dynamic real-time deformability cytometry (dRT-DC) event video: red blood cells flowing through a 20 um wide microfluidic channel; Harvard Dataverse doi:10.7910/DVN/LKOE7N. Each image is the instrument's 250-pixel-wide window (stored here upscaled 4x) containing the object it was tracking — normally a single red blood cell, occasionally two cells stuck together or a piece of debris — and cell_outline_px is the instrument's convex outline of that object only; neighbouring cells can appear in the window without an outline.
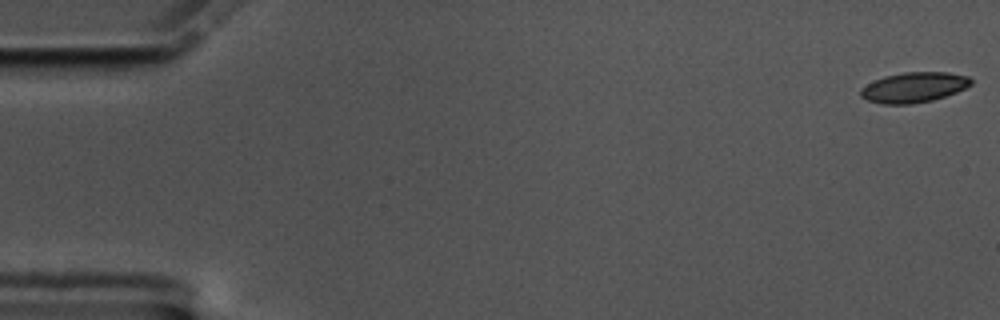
{"species": "common noctule bat (a hibernating species)", "species_latin": "Nyctalus noctula", "temperature_condition": "cold", "stored_images_in_passage": 59, "camera_frame_rate_fps": 3000, "um_per_image_px": 0.085, "animal": {"sex": "male", "body_mass_g": 17.5, "forearm_length_mm": 52.3}, "frame": {"image": 1, "passage_image": 1, "time_ms": 0.0, "image_size_px": [1000, 320], "cell_outline_px": [[972, 84], [956, 92], [932, 100], [912, 104], [880, 104], [868, 100], [860, 96], [860, 88], [884, 76], [904, 72], [948, 72], [968, 76], [972, 80]], "centroid_in_image_um": [77.67, 7.42], "position_along_channel_um": 7.3, "area_um2": 19.36}}
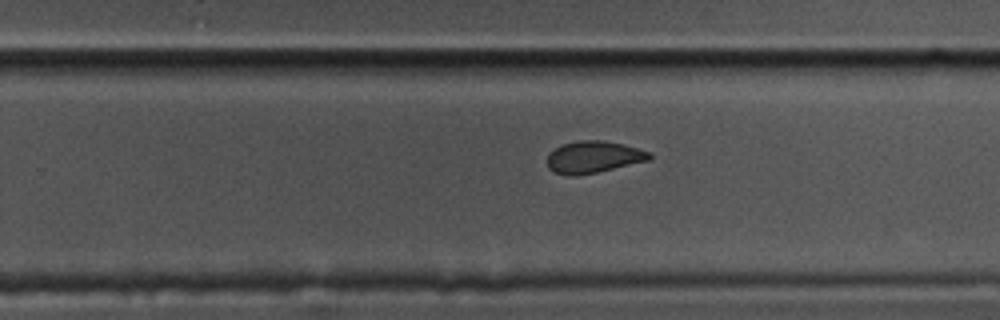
{"frame": {"image": 2, "passage_image": 37, "time_ms": 12.0, "image_size_px": [1000, 320], "cell_outline_px": [[652, 156], [648, 160], [596, 172], [576, 176], [568, 176], [552, 172], [548, 168], [548, 152], [560, 144], [580, 140], [604, 140], [624, 144], [652, 152]], "centroid_in_image_um": [50.4, 13.34], "position_along_channel_um": 279.4, "area_um2": 19.19}}
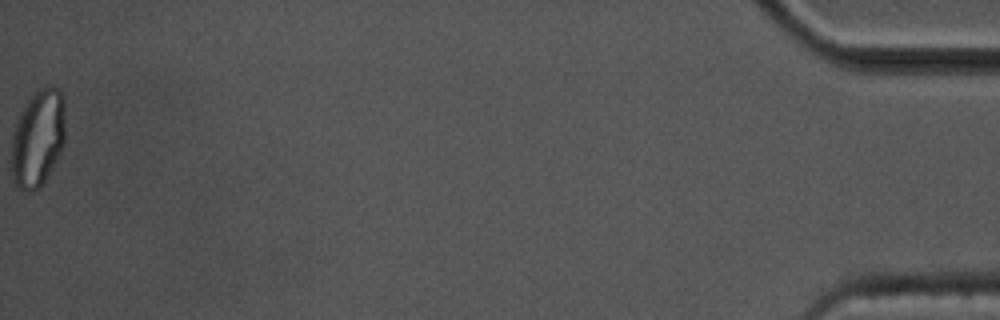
{"frame": {"image": 3, "passage_image": 59, "time_ms": 19.333, "image_size_px": [1000, 320], "cell_outline_px": [[64, 144], [44, 184], [40, 188], [32, 192], [24, 192], [16, 184], [12, 176], [12, 132], [16, 120], [24, 104], [36, 88], [48, 84], [60, 88], [64, 100]], "centroid_in_image_um": [3.22, 11.7], "position_along_channel_um": 432.0, "area_um2": 31.15}, "authors_computed_cell_mechanics": {"area_um2": 19.8254, "velocity_mm_per_s": 3.4446, "shape_relaxation_time_tau1_ms": 7.9045, "shape_relaxation_time_tau2_ms": 2.4977, "deformation_change_tau1": 0.1547, "deformation_change_tau2": 0.0793}}